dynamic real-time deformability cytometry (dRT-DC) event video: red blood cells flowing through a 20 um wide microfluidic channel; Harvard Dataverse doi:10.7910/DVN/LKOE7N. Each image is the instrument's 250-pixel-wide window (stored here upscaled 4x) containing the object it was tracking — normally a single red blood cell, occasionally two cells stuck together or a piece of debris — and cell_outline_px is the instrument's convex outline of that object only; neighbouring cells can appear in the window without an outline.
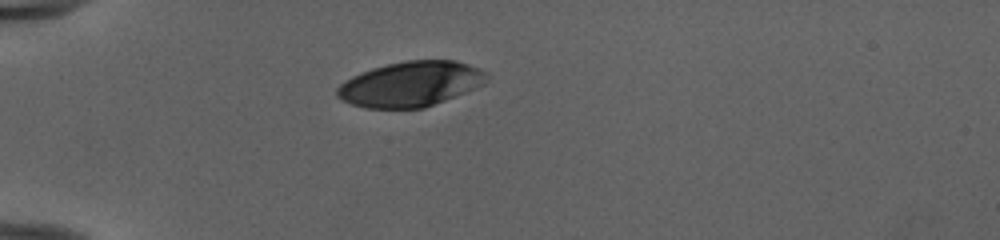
{"species": "human", "species_latin": "Homo sapiens", "temperature_condition": "cold", "stored_images_in_passage": 31, "camera_frame_rate_fps": 3000, "um_per_image_px": 0.085, "donor": {"sex": "female"}, "frame": {"image": 1, "passage_image": 1, "time_ms": 0.0, "image_size_px": [1000, 240], "cell_outline_px": [[488, 76], [484, 84], [424, 108], [364, 108], [352, 104], [336, 96], [336, 88], [340, 84], [352, 76], [372, 68], [404, 60], [456, 60], [480, 68], [488, 72]], "centroid_in_image_um": [34.9, 7.13], "position_along_channel_um": 50.1, "area_um2": 39.19}}
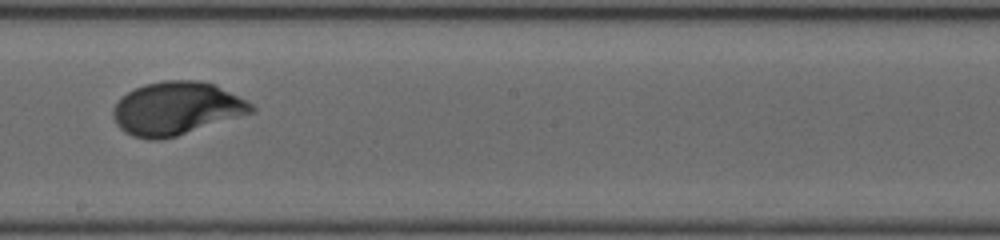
{"frame": {"image": 2, "passage_image": 17, "time_ms": 5.333, "image_size_px": [1000, 240], "cell_outline_px": [[256, 112], [176, 136], [160, 140], [148, 140], [132, 136], [124, 132], [116, 124], [112, 116], [112, 108], [128, 92], [144, 84], [164, 80], [196, 80], [216, 84], [248, 100], [256, 108]], "centroid_in_image_um": [15.03, 9.22], "position_along_channel_um": 233.2, "area_um2": 43.12}}
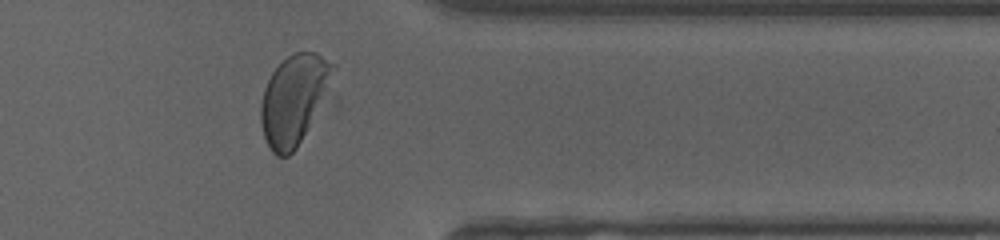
{"frame": {"image": 3, "passage_image": 29, "time_ms": 9.333, "image_size_px": [1000, 240], "cell_outline_px": [[340, 108], [288, 156], [276, 156], [272, 152], [264, 136], [260, 120], [260, 104], [264, 88], [272, 72], [292, 52], [316, 52], [336, 64], [340, 104]], "centroid_in_image_um": [25.35, 8.54], "position_along_channel_um": 386.1, "area_um2": 43.41}, "authors_computed_cell_mechanics": {"area_um2": 42.1362, "velocity_mm_per_s": 3.9452, "shape_relaxation_time_tau1_ms": 3.0599, "shape_relaxation_time_tau2_ms": null, "deformation_change_tau1": 0.1692, "deformation_change_tau2": null}}